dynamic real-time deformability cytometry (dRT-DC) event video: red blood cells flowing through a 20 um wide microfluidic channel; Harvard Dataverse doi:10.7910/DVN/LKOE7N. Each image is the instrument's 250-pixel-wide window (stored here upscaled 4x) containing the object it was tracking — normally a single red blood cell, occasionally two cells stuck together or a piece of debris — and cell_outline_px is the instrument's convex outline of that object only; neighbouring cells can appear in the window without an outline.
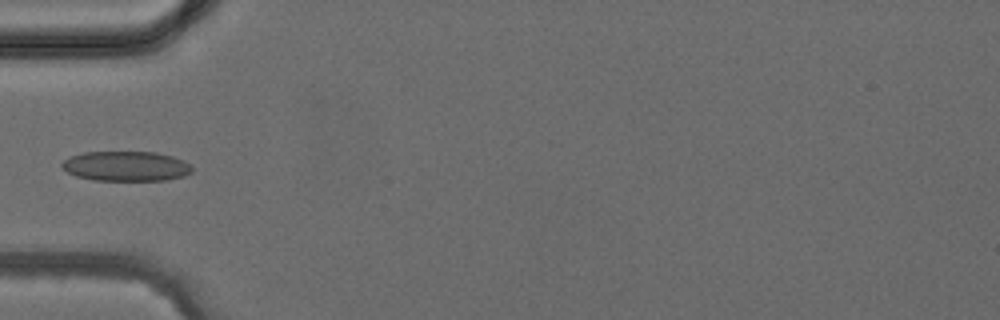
{"species": "common noctule bat (a hibernating species)", "species_latin": "Nyctalus noctula", "temperature_condition": "cold", "stored_images_in_passage": 5, "camera_frame_rate_fps": 3000, "um_per_image_px": 0.085, "animal": {"sex": "female", "body_mass_g": 24.6, "forearm_length_mm": 56.2}, "frame": {"image": 1, "passage_image": 5, "time_ms": 4.333, "image_size_px": [1000, 320], "cell_outline_px": [[192, 172], [184, 176], [168, 180], [92, 180], [76, 176], [68, 172], [60, 164], [64, 160], [72, 156], [84, 152], [156, 152], [172, 156], [184, 160], [192, 168]], "centroid_in_image_um": [10.73, 14.12], "position_along_channel_um": 74.3, "area_um2": 22.6}}